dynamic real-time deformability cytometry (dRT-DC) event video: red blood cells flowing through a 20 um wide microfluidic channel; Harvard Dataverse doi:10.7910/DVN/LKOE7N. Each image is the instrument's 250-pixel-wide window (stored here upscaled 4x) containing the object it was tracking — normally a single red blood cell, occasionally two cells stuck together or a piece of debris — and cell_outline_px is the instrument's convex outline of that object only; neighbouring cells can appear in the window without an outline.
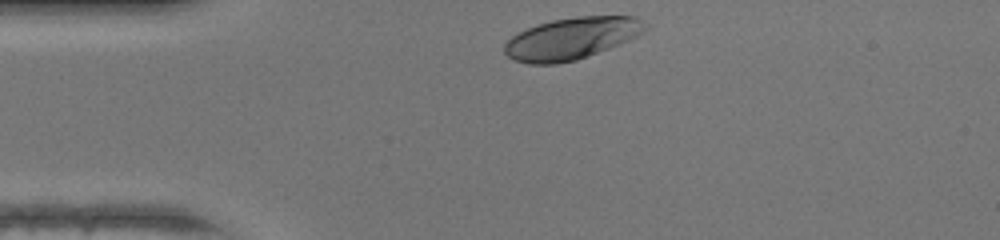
{"species": "human", "species_latin": "Homo sapiens", "temperature_condition": "warm", "stored_images_in_passage": 28, "camera_frame_rate_fps": 3000, "um_per_image_px": 0.085, "donor": {"sex": "female"}, "frame": {"image": 1, "passage_image": 1, "time_ms": 0.0, "image_size_px": [1000, 240], "cell_outline_px": [[652, 28], [620, 44], [588, 56], [576, 60], [556, 64], [528, 64], [516, 60], [508, 56], [504, 52], [504, 44], [512, 36], [536, 24], [552, 20], [576, 16], [636, 16], [652, 24]], "centroid_in_image_um": [48.66, 3.25], "position_along_channel_um": 36.3, "area_um2": 34.68}}
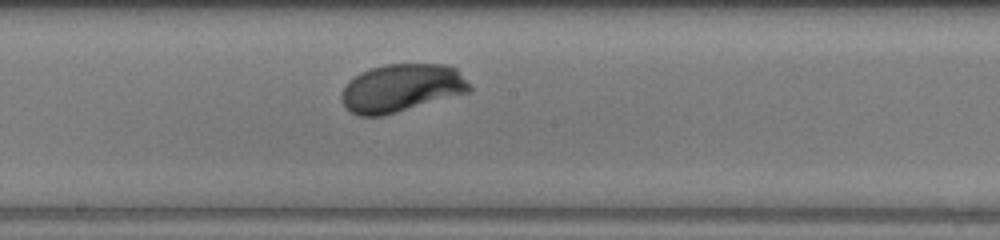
{"frame": {"image": 2, "passage_image": 16, "time_ms": 5.0, "image_size_px": [1000, 240], "cell_outline_px": [[472, 92], [384, 116], [360, 116], [344, 108], [340, 100], [340, 96], [348, 80], [360, 72], [384, 64], [448, 64], [456, 68], [472, 88]], "centroid_in_image_um": [34.12, 7.49], "position_along_channel_um": 214.1, "area_um2": 36.3}}
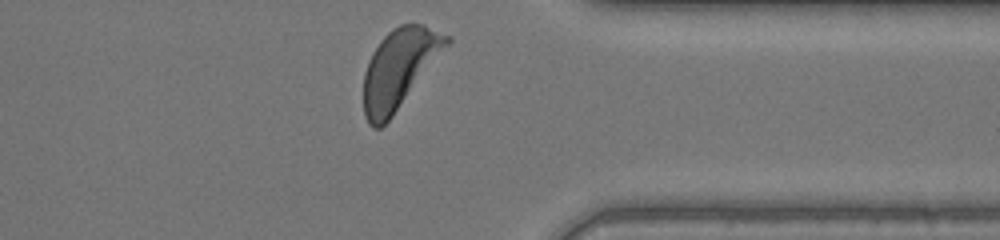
{"frame": {"image": 3, "passage_image": 28, "time_ms": 9.0, "image_size_px": [1000, 240], "cell_outline_px": [[452, 40], [392, 116], [380, 128], [372, 128], [368, 124], [364, 116], [364, 72], [368, 60], [372, 52], [380, 40], [392, 28], [400, 24], [424, 24], [452, 36]], "centroid_in_image_um": [33.92, 5.81], "position_along_channel_um": 377.5, "area_um2": 38.03}, "authors_computed_cell_mechanics": {"area_um2": 35.2869, "velocity_mm_per_s": 4.2907, "shape_relaxation_time_tau1_ms": 1.5372, "shape_relaxation_time_tau2_ms": null, "deformation_change_tau1": 0.1502, "deformation_change_tau2": null}}